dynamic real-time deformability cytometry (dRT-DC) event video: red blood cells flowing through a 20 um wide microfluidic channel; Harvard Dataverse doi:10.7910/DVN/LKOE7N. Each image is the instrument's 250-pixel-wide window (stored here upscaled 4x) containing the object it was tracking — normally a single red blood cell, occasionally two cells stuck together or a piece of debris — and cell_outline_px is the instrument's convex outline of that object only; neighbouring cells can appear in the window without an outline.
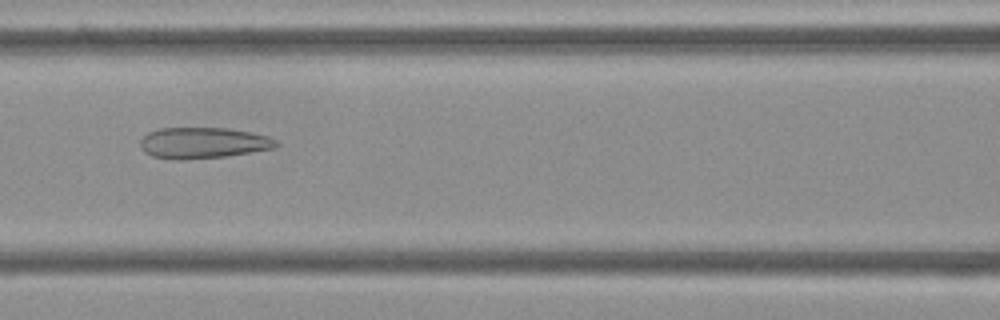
{"species": "Egyptian fruit bat (a non-hibernating species)", "species_latin": "Rousettus aegyptiacus", "temperature_condition": "cold", "stored_images_in_passage": 53, "camera_frame_rate_fps": 3000, "um_per_image_px": 0.085, "frame": {"image": 1, "passage_image": 23, "time_ms": 7.333, "image_size_px": [1000, 320], "cell_outline_px": [[280, 144], [276, 148], [224, 156], [184, 160], [172, 160], [152, 156], [144, 152], [140, 148], [140, 140], [148, 132], [160, 128], [228, 128], [252, 132], [268, 136], [276, 140]], "centroid_in_image_um": [17.25, 12.15], "position_along_channel_um": 149.3, "area_um2": 24.8}}
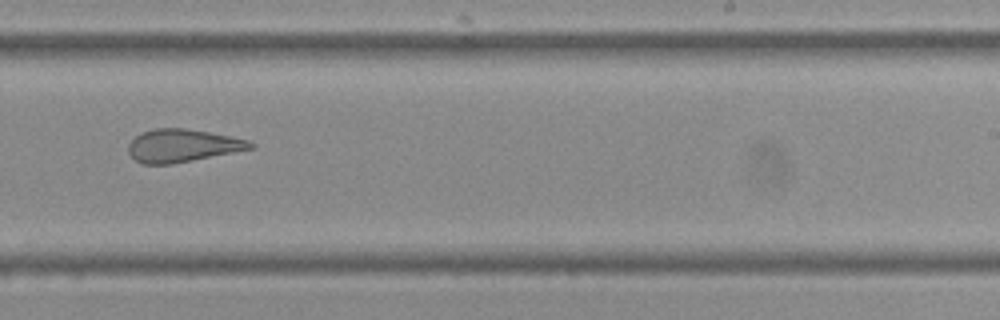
{"frame": {"image": 2, "passage_image": 33, "time_ms": 10.667, "image_size_px": [1000, 320], "cell_outline_px": [[256, 148], [172, 164], [144, 164], [136, 160], [128, 152], [128, 144], [140, 132], [156, 128], [184, 128], [208, 132], [248, 140], [256, 144]], "centroid_in_image_um": [15.51, 12.38], "position_along_channel_um": 273.5, "area_um2": 23.29}}
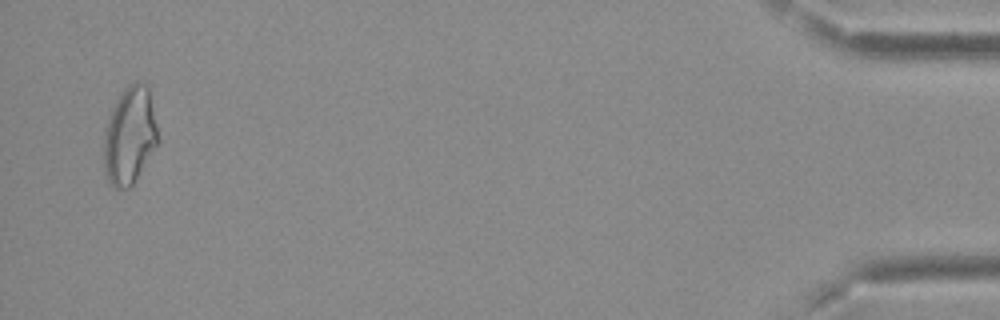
{"frame": {"image": 3, "passage_image": 52, "time_ms": 17.0, "image_size_px": [1000, 320], "cell_outline_px": [[160, 140], [136, 180], [128, 188], [116, 188], [108, 180], [104, 164], [104, 128], [112, 108], [124, 88], [128, 84], [136, 80], [140, 80], [148, 84]], "centroid_in_image_um": [11.04, 11.48], "position_along_channel_um": 424.2, "area_um2": 30.98}, "authors_computed_cell_mechanics": {"area_um2": 27.5706, "velocity_mm_per_s": 3.7337, "shape_relaxation_time_tau1_ms": null, "shape_relaxation_time_tau2_ms": 1.6354, "deformation_change_tau1": null, "deformation_change_tau2": 0.1185}}